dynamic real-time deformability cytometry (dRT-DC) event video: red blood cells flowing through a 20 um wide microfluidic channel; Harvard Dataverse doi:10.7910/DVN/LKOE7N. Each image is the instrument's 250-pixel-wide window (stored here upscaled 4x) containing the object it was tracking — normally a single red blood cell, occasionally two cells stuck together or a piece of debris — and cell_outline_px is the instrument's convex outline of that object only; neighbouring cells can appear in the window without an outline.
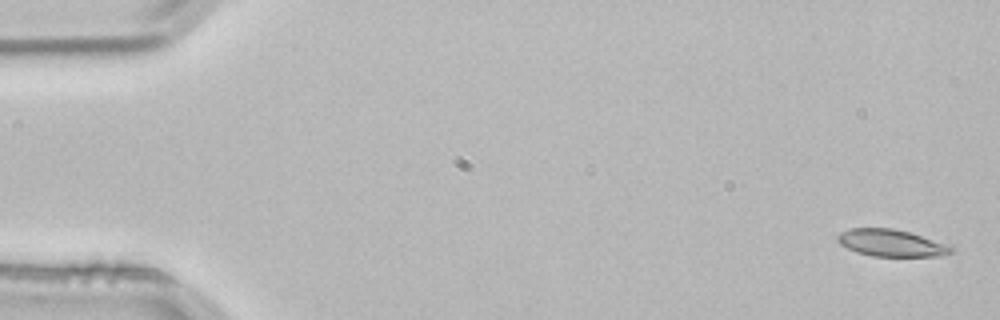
{"species": "common noctule bat (a hibernating species)", "species_latin": "Nyctalus noctula", "temperature_condition": "room temperature", "stored_images_in_passage": 4, "camera_frame_rate_fps": 3000, "um_per_image_px": 0.085, "animal": {"sex": "male", "body_mass_g": 21.5, "forearm_length_mm": 52.0}, "frame": {"image": 1, "passage_image": 1, "time_ms": 0.0, "image_size_px": [1000, 320], "cell_outline_px": [[952, 252], [940, 256], [872, 256], [856, 252], [840, 244], [836, 240], [836, 236], [840, 232], [852, 228], [892, 228], [908, 232], [952, 244]], "centroid_in_image_um": [75.77, 20.65], "position_along_channel_um": 9.2, "area_um2": 17.98}}
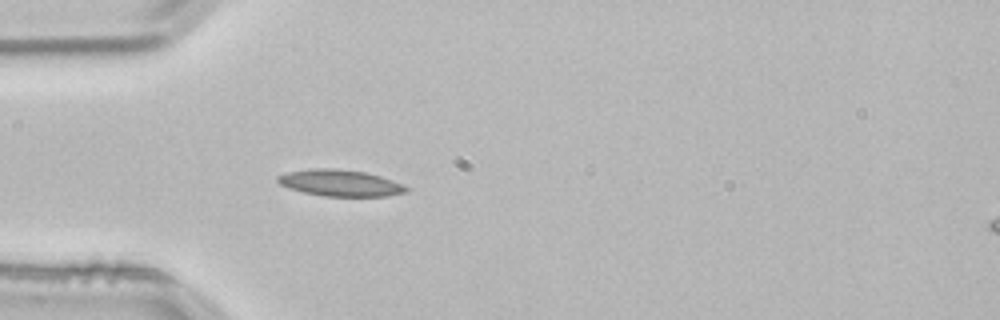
{"frame": {"image": 2, "passage_image": 4, "time_ms": 1.0, "image_size_px": [1000, 320], "cell_outline_px": [[408, 192], [388, 196], [324, 196], [304, 192], [288, 188], [280, 184], [276, 180], [276, 176], [288, 172], [312, 168], [332, 168], [364, 172], [380, 176], [392, 180], [408, 188]], "centroid_in_image_um": [28.89, 15.55], "position_along_channel_um": 56.1, "area_um2": 19.71}}